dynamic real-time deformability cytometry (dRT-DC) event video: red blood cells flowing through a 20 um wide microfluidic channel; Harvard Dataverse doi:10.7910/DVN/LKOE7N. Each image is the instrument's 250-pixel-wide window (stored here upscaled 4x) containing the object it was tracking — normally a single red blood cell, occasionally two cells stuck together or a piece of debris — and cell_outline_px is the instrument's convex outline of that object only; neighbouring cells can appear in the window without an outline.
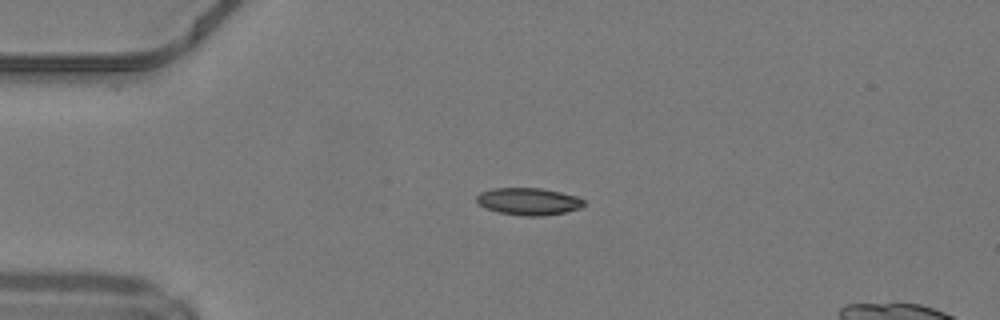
{"species": "common noctule bat (a hibernating species)", "species_latin": "Nyctalus noctula", "temperature_condition": "warm", "stored_images_in_passage": 32, "camera_frame_rate_fps": 3000, "um_per_image_px": 0.085, "animal": {"sex": "male", "body_mass_g": 19.2, "forearm_length_mm": 51.8}, "frame": {"image": 1, "passage_image": 1, "time_ms": 0.0, "image_size_px": [1000, 320], "cell_outline_px": [[584, 204], [580, 208], [564, 212], [540, 216], [524, 216], [500, 212], [488, 208], [480, 204], [476, 200], [476, 196], [480, 192], [492, 188], [540, 188], [560, 192], [576, 196], [584, 200]], "centroid_in_image_um": [44.92, 17.11], "position_along_channel_um": 40.1, "area_um2": 16.76}}
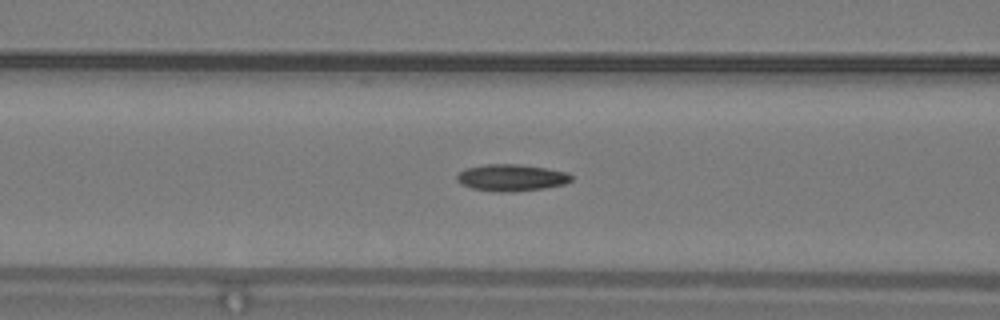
{"frame": {"image": 2, "passage_image": 9, "time_ms": 2.667, "image_size_px": [1000, 320], "cell_outline_px": [[572, 180], [564, 184], [544, 188], [512, 192], [496, 192], [472, 188], [460, 184], [456, 180], [456, 176], [464, 168], [488, 164], [520, 164], [568, 172], [572, 176]], "centroid_in_image_um": [43.44, 15.1], "position_along_channel_um": 123.2, "area_um2": 17.92}}
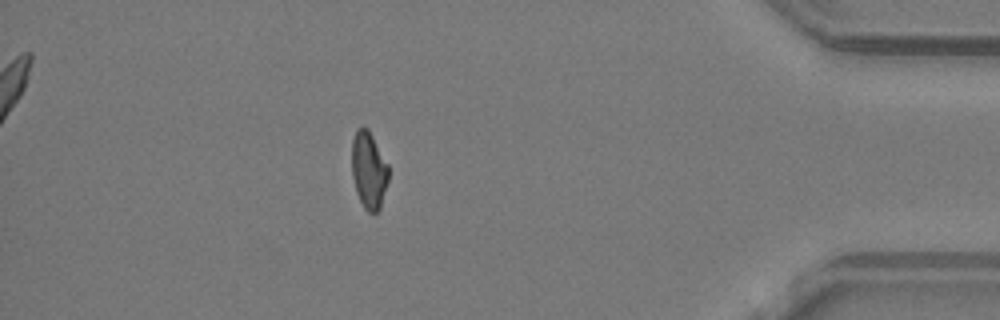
{"frame": {"image": 3, "passage_image": 32, "time_ms": 10.333, "image_size_px": [1000, 320], "cell_outline_px": [[388, 180], [380, 208], [376, 212], [368, 212], [364, 208], [356, 192], [352, 176], [352, 140], [356, 128], [368, 128], [388, 164]], "centroid_in_image_um": [31.34, 14.45], "position_along_channel_um": 403.9, "area_um2": 16.42}, "authors_computed_cell_mechanics": {"area_um2": 17.2533, "velocity_mm_per_s": 4.2521, "shape_relaxation_time_tau1_ms": null, "shape_relaxation_time_tau2_ms": 5.5232, "deformation_change_tau1": null, "deformation_change_tau2": 0.1262}}